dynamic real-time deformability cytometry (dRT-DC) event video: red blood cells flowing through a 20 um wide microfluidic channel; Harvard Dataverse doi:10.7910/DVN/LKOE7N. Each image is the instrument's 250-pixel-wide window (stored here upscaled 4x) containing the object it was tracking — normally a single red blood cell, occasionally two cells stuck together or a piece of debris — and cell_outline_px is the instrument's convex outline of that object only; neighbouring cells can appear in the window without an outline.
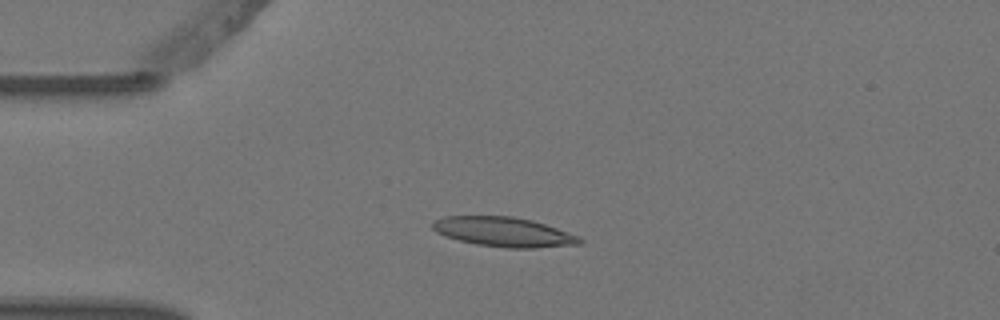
{"species": "Egyptian fruit bat (a non-hibernating species)", "species_latin": "Rousettus aegyptiacus", "temperature_condition": "warm", "stored_images_in_passage": 5, "camera_frame_rate_fps": 3000, "um_per_image_px": 0.085, "animal": {"sex": "female"}, "frame": {"image": 1, "passage_image": 4, "time_ms": 1.0, "image_size_px": [1000, 320], "cell_outline_px": [[584, 240], [580, 244], [536, 248], [504, 248], [476, 244], [444, 236], [436, 232], [432, 228], [432, 220], [444, 216], [512, 216], [532, 220], [580, 236]], "centroid_in_image_um": [42.8, 19.71], "position_along_channel_um": 42.2, "area_um2": 25.49}}